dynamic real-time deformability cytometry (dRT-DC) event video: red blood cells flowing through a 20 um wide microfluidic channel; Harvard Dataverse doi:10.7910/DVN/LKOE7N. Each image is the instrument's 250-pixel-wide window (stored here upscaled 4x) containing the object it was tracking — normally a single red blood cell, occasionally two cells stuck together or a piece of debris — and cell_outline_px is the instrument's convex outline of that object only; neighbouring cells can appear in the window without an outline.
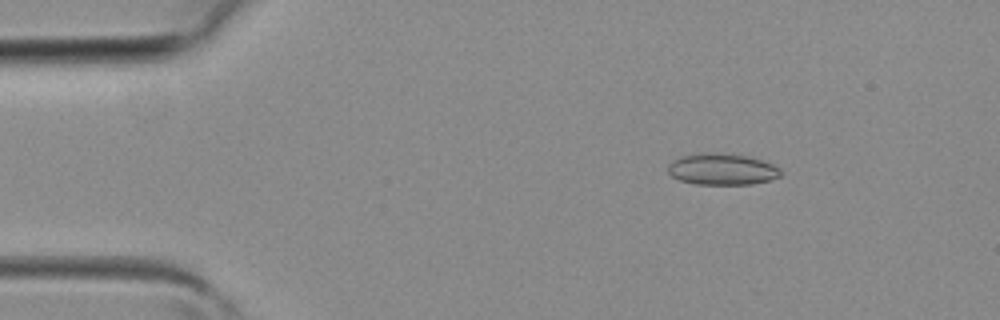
{"species": "common noctule bat (a hibernating species)", "species_latin": "Nyctalus noctula", "temperature_condition": "room temperature", "stored_images_in_passage": 4, "camera_frame_rate_fps": 3000, "um_per_image_px": 0.085, "animal": {"sex": "female", "body_mass_g": 19.3, "forearm_length_mm": 54.1}, "frame": {"image": 1, "passage_image": 2, "time_ms": 0.333, "image_size_px": [1000, 320], "cell_outline_px": [[780, 176], [772, 180], [752, 184], [696, 184], [680, 180], [672, 176], [668, 172], [668, 164], [672, 160], [684, 156], [712, 152], [720, 152], [748, 156], [764, 160], [780, 168]], "centroid_in_image_um": [61.4, 14.38], "position_along_channel_um": 23.6, "area_um2": 20.69}}
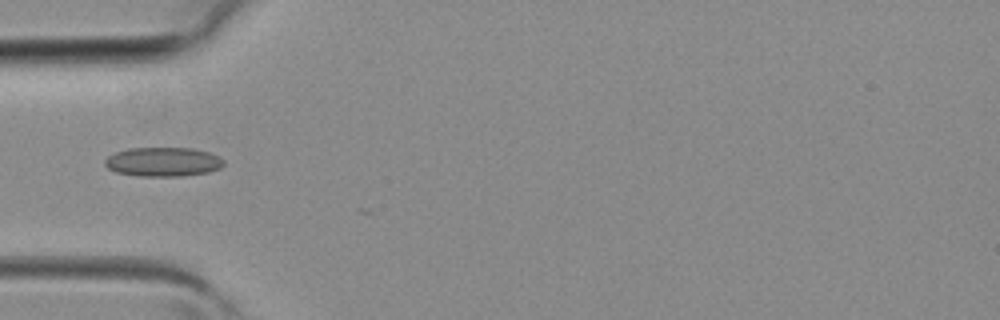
{"frame": {"image": 2, "passage_image": 4, "time_ms": 1.0, "image_size_px": [1000, 320], "cell_outline_px": [[224, 164], [220, 168], [208, 172], [184, 176], [140, 176], [116, 172], [108, 168], [104, 164], [104, 160], [108, 156], [116, 152], [128, 148], [192, 148], [208, 152], [224, 160]], "centroid_in_image_um": [13.85, 13.76], "position_along_channel_um": 71.2, "area_um2": 20.17}}